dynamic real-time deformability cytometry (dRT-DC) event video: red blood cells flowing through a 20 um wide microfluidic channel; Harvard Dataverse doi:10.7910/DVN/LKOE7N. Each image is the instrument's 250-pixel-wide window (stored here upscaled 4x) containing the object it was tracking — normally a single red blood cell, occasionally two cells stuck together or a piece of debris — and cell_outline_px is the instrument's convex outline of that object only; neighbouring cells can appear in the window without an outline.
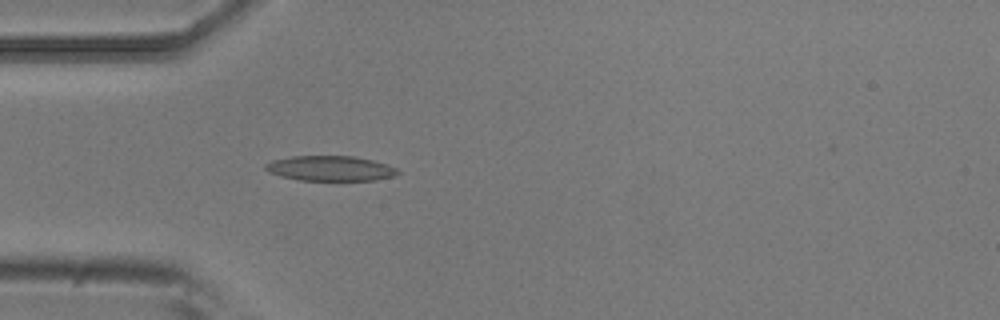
{"species": "common noctule bat (a hibernating species)", "species_latin": "Nyctalus noctula", "temperature_condition": "room temperature", "stored_images_in_passage": 4, "camera_frame_rate_fps": 3000, "um_per_image_px": 0.085, "animal": {"sex": "male", "body_mass_g": 20.5, "forearm_length_mm": 52.5}, "frame": {"image": 1, "passage_image": 4, "time_ms": 1.0, "image_size_px": [1000, 320], "cell_outline_px": [[400, 172], [396, 176], [376, 180], [300, 180], [280, 176], [268, 172], [264, 168], [264, 164], [272, 160], [292, 156], [356, 156], [388, 164], [396, 168]], "centroid_in_image_um": [28.08, 14.31], "position_along_channel_um": 56.9, "area_um2": 19.48}}